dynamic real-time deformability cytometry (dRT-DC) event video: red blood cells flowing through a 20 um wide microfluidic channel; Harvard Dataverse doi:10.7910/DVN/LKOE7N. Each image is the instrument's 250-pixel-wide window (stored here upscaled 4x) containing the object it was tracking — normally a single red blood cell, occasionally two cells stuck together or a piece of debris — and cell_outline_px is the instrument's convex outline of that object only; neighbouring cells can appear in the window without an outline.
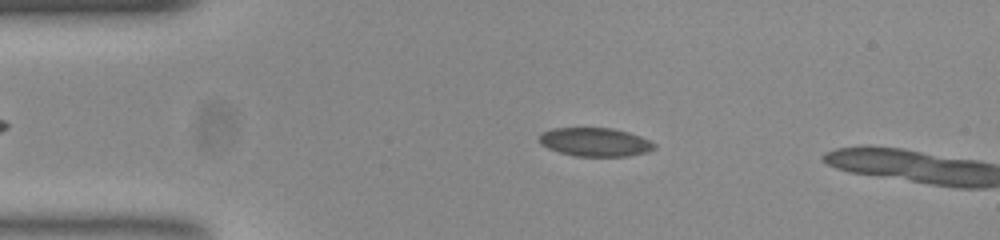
{"species": "common noctule bat (a hibernating species)", "species_latin": "Nyctalus noctula", "temperature_condition": "room temperature", "stored_images_in_passage": 12, "camera_frame_rate_fps": 3000, "um_per_image_px": 0.085, "animal": {"sex": "female", "body_mass_g": 23.0, "forearm_length_mm": 53.4}, "frame": {"image": 1, "passage_image": 10, "time_ms": 3.0, "image_size_px": [1000, 240], "cell_outline_px": [[656, 148], [648, 152], [628, 156], [576, 156], [560, 152], [548, 148], [540, 144], [540, 136], [544, 132], [552, 128], [612, 128], [628, 132], [640, 136], [656, 144]], "centroid_in_image_um": [50.61, 12.08], "position_along_channel_um": 34.4, "area_um2": 19.07}}